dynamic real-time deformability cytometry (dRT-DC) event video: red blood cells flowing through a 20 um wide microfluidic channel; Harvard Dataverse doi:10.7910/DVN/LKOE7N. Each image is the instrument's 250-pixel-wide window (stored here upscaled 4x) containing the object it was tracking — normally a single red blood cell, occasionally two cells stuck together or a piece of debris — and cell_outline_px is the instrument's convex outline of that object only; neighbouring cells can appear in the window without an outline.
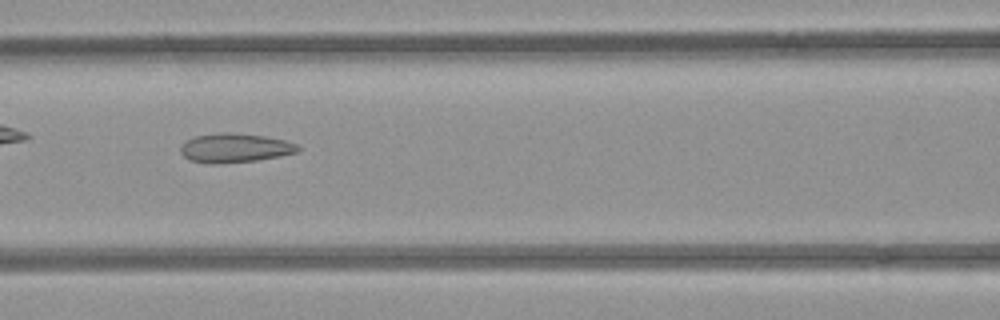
{"species": "common noctule bat (a hibernating species)", "species_latin": "Nyctalus noctula", "temperature_condition": "room temperature", "stored_images_in_passage": 43, "camera_frame_rate_fps": 3000, "um_per_image_px": 0.085, "animal": {"sex": "female", "body_mass_g": 21.9}, "frame": {"image": 1, "passage_image": 13, "time_ms": 4.0, "image_size_px": [1000, 320], "cell_outline_px": [[300, 148], [296, 152], [280, 156], [256, 160], [220, 164], [208, 164], [188, 160], [180, 152], [180, 148], [184, 140], [196, 136], [220, 132], [228, 132], [264, 136], [284, 140], [296, 144]], "centroid_in_image_um": [19.9, 12.58], "position_along_channel_um": 146.7, "area_um2": 20.0}}
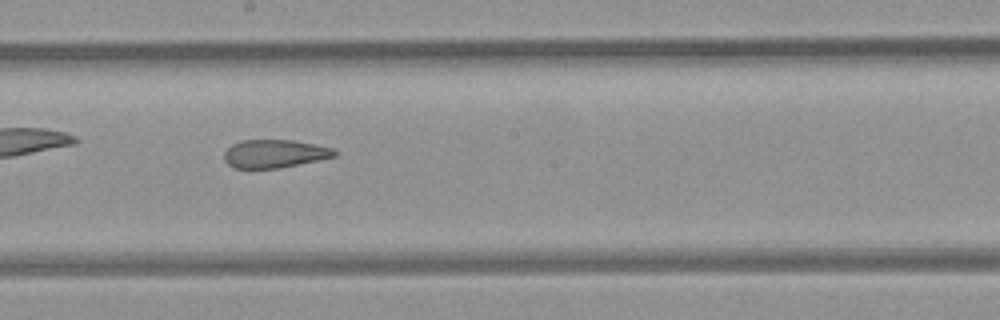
{"frame": {"image": 2, "passage_image": 19, "time_ms": 6.0, "image_size_px": [1000, 320], "cell_outline_px": [[340, 152], [336, 156], [280, 168], [236, 168], [228, 164], [224, 160], [224, 152], [232, 144], [240, 140], [292, 140], [332, 148]], "centroid_in_image_um": [23.33, 13.06], "position_along_channel_um": 224.9, "area_um2": 18.03}}
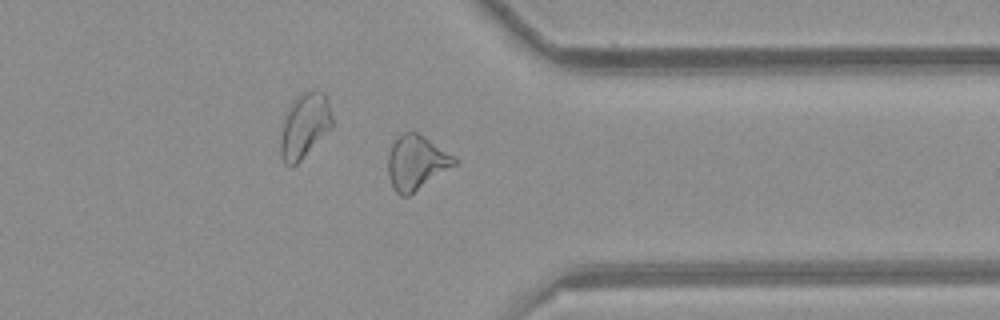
{"frame": {"image": 3, "passage_image": 31, "time_ms": 10.0, "image_size_px": [1000, 320], "cell_outline_px": [[456, 164], [408, 196], [400, 196], [392, 188], [388, 176], [388, 156], [392, 144], [404, 132], [416, 132], [424, 136], [456, 156]], "centroid_in_image_um": [35.38, 13.83], "position_along_channel_um": 376.0, "area_um2": 20.87}}